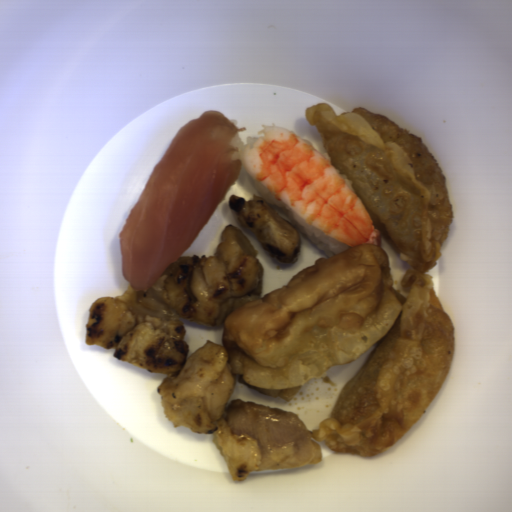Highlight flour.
<instances>
[{
  "label": "flour",
  "instance_id": "obj_1",
  "mask_svg": "<svg viewBox=\"0 0 512 512\" xmlns=\"http://www.w3.org/2000/svg\"><path fill=\"white\" fill-rule=\"evenodd\" d=\"M331 167L348 177L372 222L408 269L394 289L387 250L355 244L296 272L286 286L227 313L221 332L239 383L290 401L330 367L373 349L310 435L334 452L372 456L419 421L453 365L454 319L427 273L453 218L447 177L422 137L357 107L312 104Z\"/></svg>",
  "mask_w": 512,
  "mask_h": 512
}]
</instances>
